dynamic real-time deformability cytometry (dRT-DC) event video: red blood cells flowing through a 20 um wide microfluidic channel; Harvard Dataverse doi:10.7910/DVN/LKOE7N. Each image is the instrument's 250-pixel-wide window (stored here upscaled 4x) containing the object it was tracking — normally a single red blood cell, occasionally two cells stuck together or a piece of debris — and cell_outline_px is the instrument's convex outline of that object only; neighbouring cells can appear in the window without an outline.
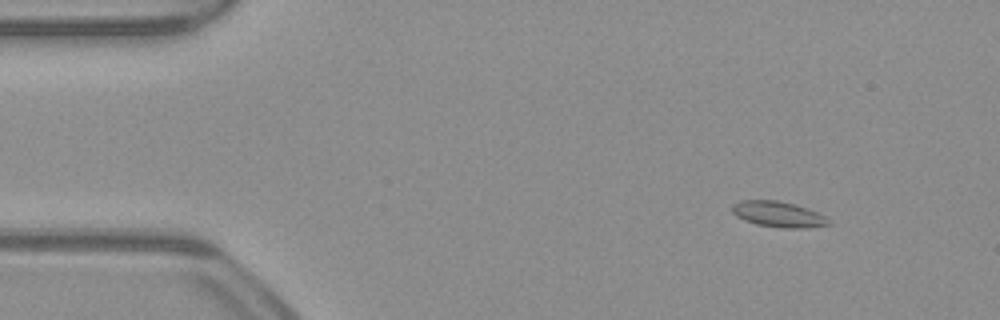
{"species": "common noctule bat (a hibernating species)", "species_latin": "Nyctalus noctula", "temperature_condition": "warm", "stored_images_in_passage": 53, "camera_frame_rate_fps": 3000, "um_per_image_px": 0.085, "animal": {"sex": "male", "body_mass_g": 23.1, "forearm_length_mm": 52.7}, "frame": {"image": 1, "passage_image": 7, "time_ms": 2.0, "image_size_px": [1000, 320], "cell_outline_px": [[832, 224], [804, 228], [780, 228], [756, 224], [744, 220], [736, 216], [732, 212], [732, 204], [740, 200], [776, 200], [808, 208], [824, 216]], "centroid_in_image_um": [66.12, 18.21], "position_along_channel_um": 18.9, "area_um2": 14.39}}
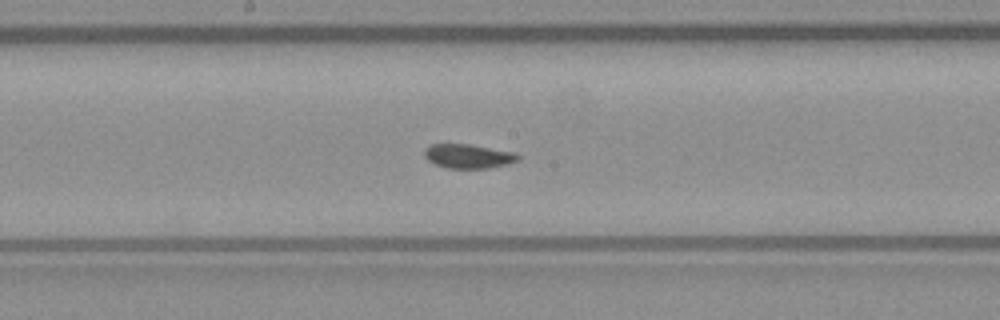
{"frame": {"image": 2, "passage_image": 28, "time_ms": 9.0, "image_size_px": [1000, 320], "cell_outline_px": [[520, 160], [508, 164], [488, 168], [448, 168], [436, 164], [428, 160], [424, 156], [424, 148], [432, 144], [468, 144], [516, 152], [520, 156]], "centroid_in_image_um": [39.83, 13.27], "position_along_channel_um": 208.4, "area_um2": 13.24}}
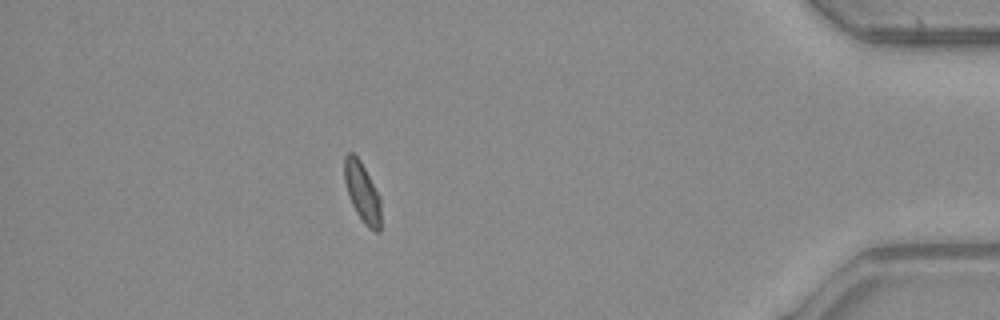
{"frame": {"image": 3, "passage_image": 47, "time_ms": 15.333, "image_size_px": [1000, 320], "cell_outline_px": [[380, 232], [376, 232], [368, 228], [364, 224], [356, 212], [352, 204], [344, 180], [344, 156], [348, 152], [352, 152], [360, 160], [380, 196]], "centroid_in_image_um": [30.79, 16.34], "position_along_channel_um": 404.4, "area_um2": 12.66}, "authors_computed_cell_mechanics": {"area_um2": 13.6986, "velocity_mm_per_s": 3.9644, "shape_relaxation_time_tau1_ms": 7.4213, "shape_relaxation_time_tau2_ms": null, "deformation_change_tau1": 0.1066, "deformation_change_tau2": null}}